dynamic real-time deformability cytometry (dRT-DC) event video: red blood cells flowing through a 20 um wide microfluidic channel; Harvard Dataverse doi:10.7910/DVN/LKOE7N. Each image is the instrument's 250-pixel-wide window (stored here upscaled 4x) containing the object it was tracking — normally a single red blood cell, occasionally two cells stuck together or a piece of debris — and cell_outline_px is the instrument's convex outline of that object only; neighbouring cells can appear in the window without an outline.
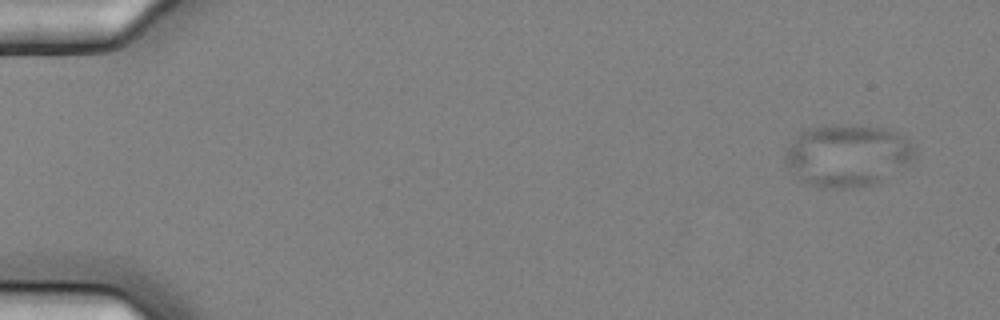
{"species": "common noctule bat (a hibernating species)", "species_latin": "Nyctalus noctula", "temperature_condition": "cold", "stored_images_in_passage": 6, "camera_frame_rate_fps": 3000, "um_per_image_px": 0.085, "animal": {"sex": "female", "body_mass_g": 25.1}, "frame": {"image": 1, "passage_image": 1, "time_ms": 0.0, "image_size_px": [1000, 320], "cell_outline_px": [[916, 156], [876, 184], [852, 188], [820, 188], [804, 180], [784, 160], [784, 152], [796, 136], [800, 132], [808, 128], [888, 128], [896, 132], [908, 140]], "centroid_in_image_um": [72.03, 13.25], "position_along_channel_um": 13.0, "area_um2": 44.97}}